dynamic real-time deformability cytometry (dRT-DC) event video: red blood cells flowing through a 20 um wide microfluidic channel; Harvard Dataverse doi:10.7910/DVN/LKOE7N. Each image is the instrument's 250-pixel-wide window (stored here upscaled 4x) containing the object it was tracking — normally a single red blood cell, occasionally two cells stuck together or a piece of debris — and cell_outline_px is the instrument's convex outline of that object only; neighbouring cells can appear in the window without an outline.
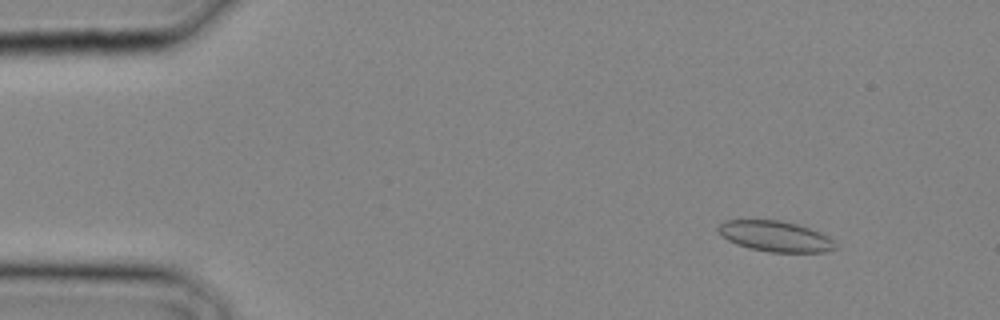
{"species": "common noctule bat (a hibernating species)", "species_latin": "Nyctalus noctula", "temperature_condition": "cold", "stored_images_in_passage": 15, "camera_frame_rate_fps": 3000, "um_per_image_px": 0.085, "animal": {"sex": "male", "body_mass_g": 20.4}, "frame": {"image": 1, "passage_image": 2, "time_ms": 0.333, "image_size_px": [1000, 320], "cell_outline_px": [[836, 248], [824, 252], [768, 252], [748, 248], [736, 244], [720, 236], [716, 228], [724, 220], [780, 220], [796, 224], [820, 232], [828, 236], [836, 244]], "centroid_in_image_um": [65.86, 20.09], "position_along_channel_um": 19.1, "area_um2": 20.98}}
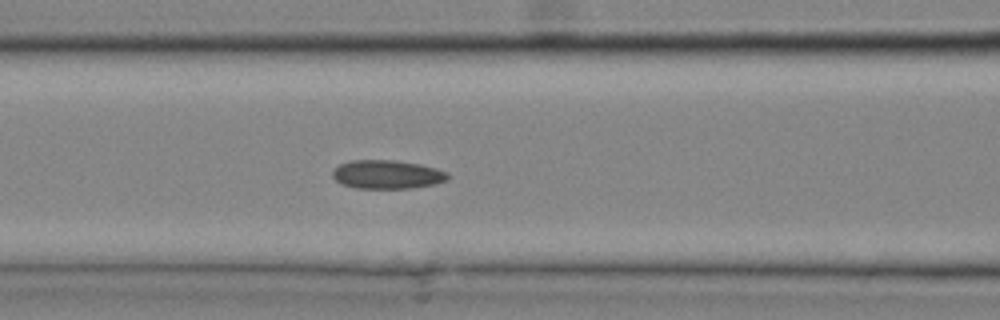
{"frame": {"image": 2, "passage_image": 11, "time_ms": 3.333, "image_size_px": [1000, 320], "cell_outline_px": [[448, 180], [436, 184], [412, 188], [356, 188], [340, 184], [332, 176], [332, 172], [340, 164], [348, 160], [396, 160], [420, 164], [436, 168], [448, 172]], "centroid_in_image_um": [32.91, 14.83], "position_along_channel_um": 133.7, "area_um2": 19.42}}
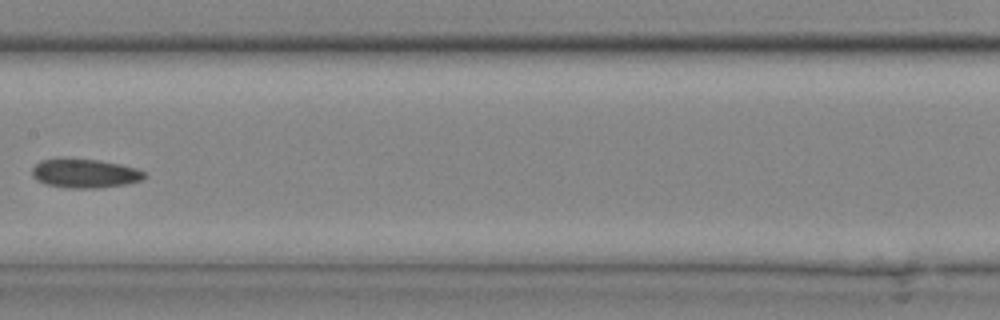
{"frame": {"image": 3, "passage_image": 14, "time_ms": 4.333, "image_size_px": [1000, 320], "cell_outline_px": [[148, 176], [144, 180], [124, 184], [100, 188], [68, 188], [48, 184], [36, 180], [32, 176], [32, 168], [40, 160], [100, 160], [120, 164], [136, 168], [148, 172]], "centroid_in_image_um": [7.29, 14.76], "position_along_channel_um": 200.1, "area_um2": 18.79}}